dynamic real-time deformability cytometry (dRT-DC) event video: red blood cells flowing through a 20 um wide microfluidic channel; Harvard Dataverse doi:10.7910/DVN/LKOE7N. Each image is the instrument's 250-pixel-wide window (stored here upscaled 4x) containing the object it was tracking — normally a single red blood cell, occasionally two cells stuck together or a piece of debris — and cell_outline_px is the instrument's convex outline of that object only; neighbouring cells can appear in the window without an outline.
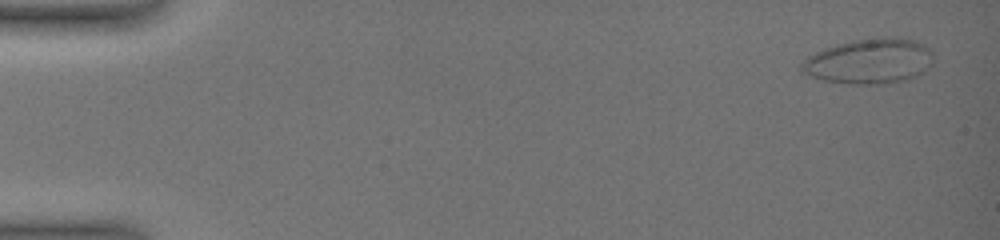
{"species": "common noctule bat (a hibernating species)", "species_latin": "Nyctalus noctula", "temperature_condition": "warm", "stored_images_in_passage": 14, "camera_frame_rate_fps": 3000, "um_per_image_px": 0.085, "animal": {"sex": "female", "body_mass_g": 19.0, "forearm_length_mm": 51.5}, "frame": {"image": 1, "passage_image": 1, "time_ms": 0.0, "image_size_px": [1000, 240], "cell_outline_px": [[932, 64], [924, 72], [916, 76], [904, 80], [884, 84], [852, 84], [824, 80], [800, 72], [800, 64], [808, 56], [824, 48], [836, 44], [852, 40], [876, 36], [896, 36], [916, 40], [932, 48]], "centroid_in_image_um": [73.93, 5.17], "position_along_channel_um": 11.1, "area_um2": 35.32}}
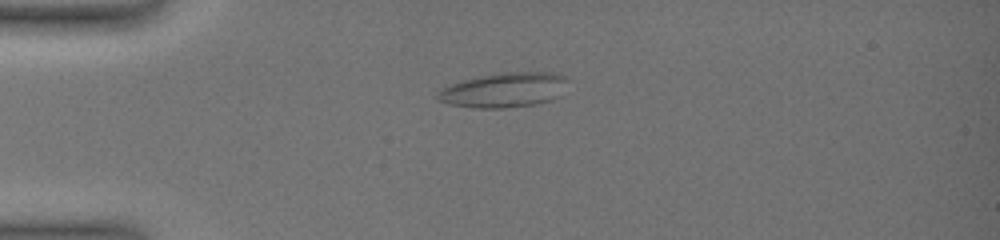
{"frame": {"image": 2, "passage_image": 10, "time_ms": 4.667, "image_size_px": [1000, 240], "cell_outline_px": [[568, 80], [560, 96], [552, 100], [536, 104], [504, 108], [476, 108], [448, 104], [436, 100], [436, 92], [440, 88], [464, 80], [480, 76], [504, 72], [552, 72], [564, 76]], "centroid_in_image_um": [42.83, 7.66], "position_along_channel_um": 42.2, "area_um2": 26.53}}